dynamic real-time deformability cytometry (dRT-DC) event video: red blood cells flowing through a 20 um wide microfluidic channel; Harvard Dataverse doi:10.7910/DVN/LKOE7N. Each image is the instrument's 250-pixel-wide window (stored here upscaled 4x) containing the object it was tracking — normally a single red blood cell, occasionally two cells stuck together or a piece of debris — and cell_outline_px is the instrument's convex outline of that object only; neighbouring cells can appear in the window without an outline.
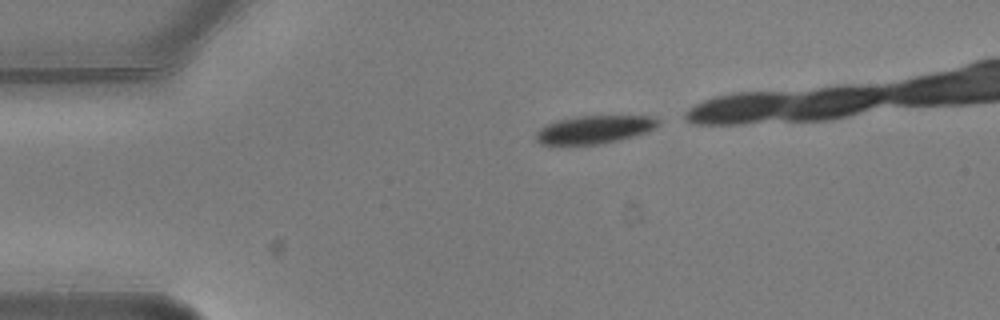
{"species": "common noctule bat (a hibernating species)", "species_latin": "Nyctalus noctula", "temperature_condition": "warm", "stored_images_in_passage": 4, "camera_frame_rate_fps": 3000, "um_per_image_px": 0.085, "animal": {"sex": "male", "body_mass_g": 20.5, "forearm_length_mm": 52.5}, "frame": {"image": 1, "passage_image": 1, "time_ms": 0.0, "image_size_px": [1000, 320], "cell_outline_px": [[660, 124], [644, 132], [616, 140], [600, 144], [540, 144], [536, 140], [536, 132], [540, 128], [556, 120], [576, 116], [652, 116], [660, 120]], "centroid_in_image_um": [50.48, 10.99], "position_along_channel_um": 34.5, "area_um2": 19.59}}